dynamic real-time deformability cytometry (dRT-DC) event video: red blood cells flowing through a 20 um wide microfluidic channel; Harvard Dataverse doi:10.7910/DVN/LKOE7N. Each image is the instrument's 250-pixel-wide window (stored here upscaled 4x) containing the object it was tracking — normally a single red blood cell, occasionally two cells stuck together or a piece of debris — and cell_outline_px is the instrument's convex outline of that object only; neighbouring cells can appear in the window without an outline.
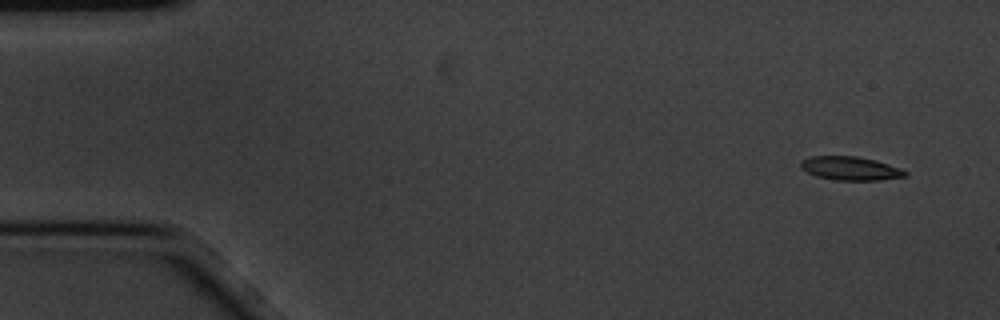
{"species": "common noctule bat (a hibernating species)", "species_latin": "Nyctalus noctula", "temperature_condition": "cold", "stored_images_in_passage": 5, "camera_frame_rate_fps": 3000, "um_per_image_px": 0.085, "animal": {"sex": "male", "body_mass_g": 20.1, "forearm_length_mm": 53.5}, "frame": {"image": 1, "passage_image": 1, "time_ms": 0.0, "image_size_px": [1000, 320], "cell_outline_px": [[908, 176], [880, 180], [836, 180], [816, 176], [800, 168], [800, 160], [808, 156], [856, 156], [876, 160], [900, 168], [908, 172]], "centroid_in_image_um": [72.27, 14.31], "position_along_channel_um": 12.7, "area_um2": 14.51}}
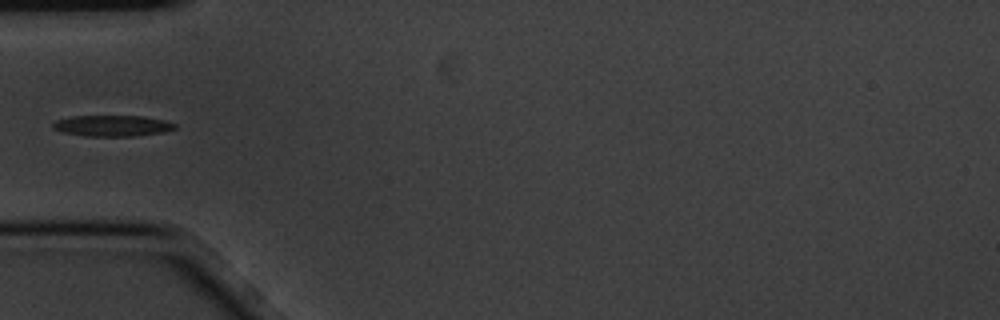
{"frame": {"image": 2, "passage_image": 5, "time_ms": 1.333, "image_size_px": [1000, 320], "cell_outline_px": [[176, 128], [164, 132], [132, 136], [84, 136], [64, 132], [52, 128], [52, 124], [56, 120], [72, 116], [144, 116], [164, 120], [176, 124]], "centroid_in_image_um": [9.55, 10.68], "position_along_channel_um": 75.5, "area_um2": 14.91}}